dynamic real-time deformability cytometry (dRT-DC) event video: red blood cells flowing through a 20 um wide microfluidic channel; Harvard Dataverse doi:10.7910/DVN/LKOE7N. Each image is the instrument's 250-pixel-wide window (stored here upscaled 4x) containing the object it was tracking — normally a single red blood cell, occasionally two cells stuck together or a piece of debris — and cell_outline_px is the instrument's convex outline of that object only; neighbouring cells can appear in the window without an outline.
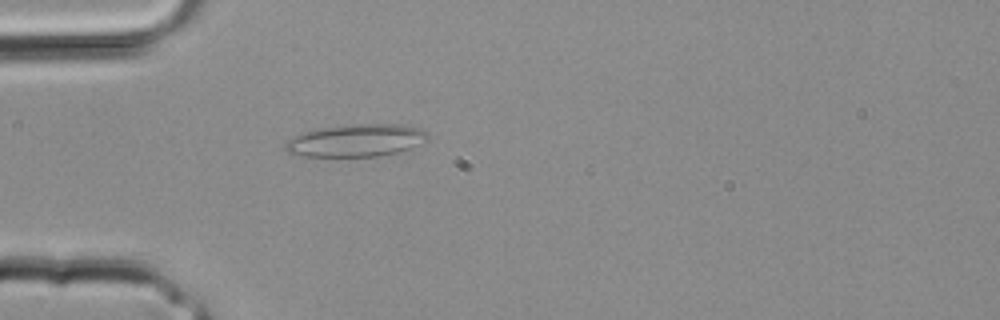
{"species": "common noctule bat (a hibernating species)", "species_latin": "Nyctalus noctula", "temperature_condition": "room temperature", "stored_images_in_passage": 25, "camera_frame_rate_fps": 3000, "um_per_image_px": 0.085, "animal": {"sex": "male", "body_mass_g": 20.4}, "frame": {"image": 1, "passage_image": 2, "time_ms": 0.333, "image_size_px": [1000, 320], "cell_outline_px": [[428, 140], [408, 148], [396, 152], [380, 156], [292, 156], [284, 148], [284, 144], [288, 140], [304, 132], [320, 128], [352, 124], [404, 124], [420, 128], [428, 132]], "centroid_in_image_um": [30.26, 11.93], "position_along_channel_um": 54.7, "area_um2": 26.93}}
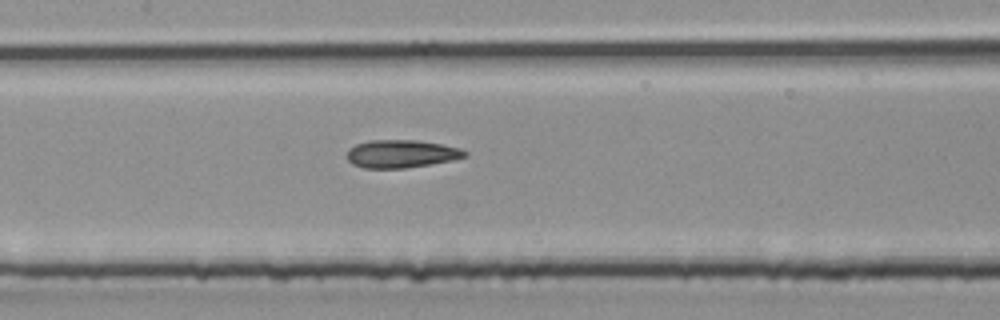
{"frame": {"image": 2, "passage_image": 8, "time_ms": 2.333, "image_size_px": [1000, 320], "cell_outline_px": [[468, 156], [456, 160], [404, 168], [364, 168], [352, 164], [348, 160], [348, 148], [356, 144], [368, 140], [416, 140], [440, 144], [460, 148], [468, 152]], "centroid_in_image_um": [34.13, 13.07], "position_along_channel_um": 173.3, "area_um2": 19.25}}
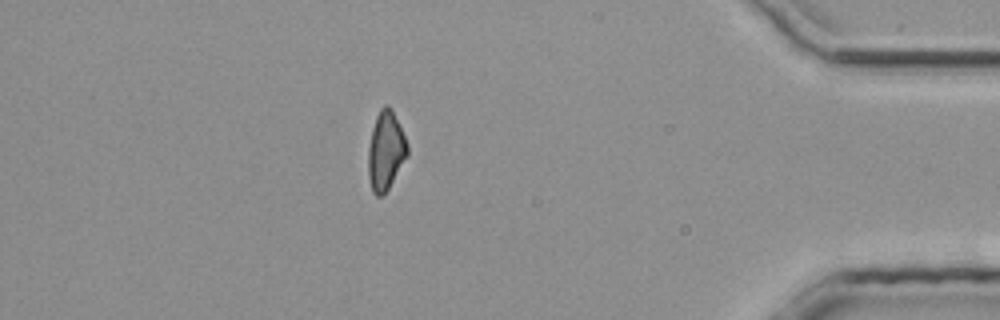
{"frame": {"image": 3, "passage_image": 21, "time_ms": 6.667, "image_size_px": [1000, 320], "cell_outline_px": [[408, 156], [388, 188], [380, 196], [376, 196], [372, 192], [368, 176], [368, 148], [372, 128], [376, 116], [380, 108], [384, 104], [388, 104], [392, 108], [408, 144]], "centroid_in_image_um": [32.78, 12.78], "position_along_channel_um": 402.4, "area_um2": 18.09}}